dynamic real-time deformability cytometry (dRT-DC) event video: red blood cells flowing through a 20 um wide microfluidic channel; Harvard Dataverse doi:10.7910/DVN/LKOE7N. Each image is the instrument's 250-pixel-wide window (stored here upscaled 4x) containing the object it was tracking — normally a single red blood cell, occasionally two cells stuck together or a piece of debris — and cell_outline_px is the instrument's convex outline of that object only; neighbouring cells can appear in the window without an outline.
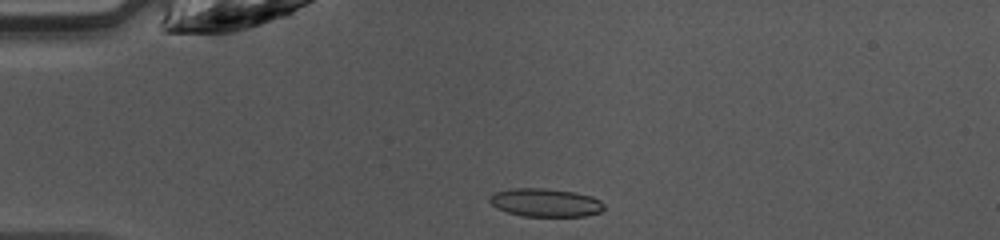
{"species": "common noctule bat (a hibernating species)", "species_latin": "Nyctalus noctula", "temperature_condition": "warm", "stored_images_in_passage": 37, "camera_frame_rate_fps": 3000, "um_per_image_px": 0.085, "animal": {"sex": "female", "body_mass_g": 10.0, "forearm_length_mm": 53.1}, "frame": {"image": 1, "passage_image": 1, "time_ms": 0.0, "image_size_px": [1000, 240], "cell_outline_px": [[604, 208], [600, 212], [584, 216], [524, 216], [508, 212], [496, 208], [488, 200], [496, 192], [512, 188], [544, 188], [576, 192], [592, 196], [600, 200], [604, 204]], "centroid_in_image_um": [46.39, 17.22], "position_along_channel_um": 38.6, "area_um2": 18.79}}
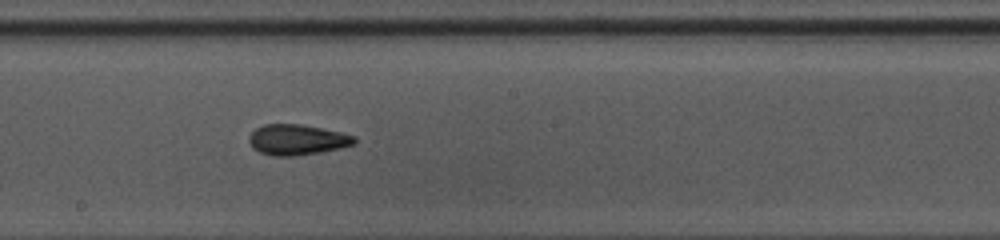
{"frame": {"image": 2, "passage_image": 16, "time_ms": 5.0, "image_size_px": [1000, 240], "cell_outline_px": [[356, 144], [340, 148], [320, 152], [296, 156], [272, 156], [260, 152], [252, 148], [248, 140], [248, 136], [256, 128], [264, 124], [300, 124], [340, 132], [356, 136]], "centroid_in_image_um": [25.24, 11.88], "position_along_channel_um": 223.0, "area_um2": 18.84}}
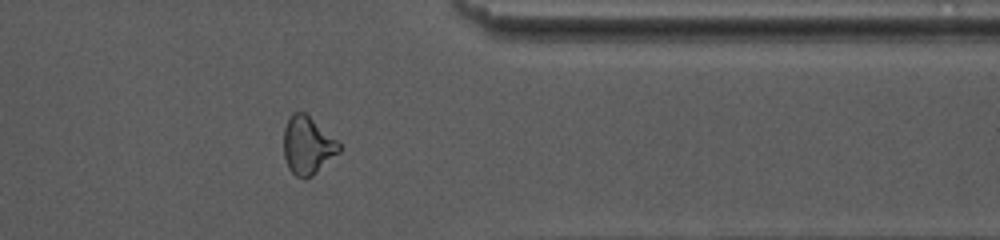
{"frame": {"image": 3, "passage_image": 28, "time_ms": 9.0, "image_size_px": [1000, 240], "cell_outline_px": [[340, 152], [312, 176], [304, 180], [296, 176], [288, 168], [284, 156], [284, 128], [292, 112], [304, 112], [336, 140], [340, 144]], "centroid_in_image_um": [26.13, 12.39], "position_along_channel_um": 385.3, "area_um2": 18.5}, "authors_computed_cell_mechanics": {"area_um2": 18.6694, "velocity_mm_per_s": 4.2597, "shape_relaxation_time_tau1_ms": 4.9808, "shape_relaxation_time_tau2_ms": 1.9148, "deformation_change_tau1": 0.1555, "deformation_change_tau2": 0.1024}}